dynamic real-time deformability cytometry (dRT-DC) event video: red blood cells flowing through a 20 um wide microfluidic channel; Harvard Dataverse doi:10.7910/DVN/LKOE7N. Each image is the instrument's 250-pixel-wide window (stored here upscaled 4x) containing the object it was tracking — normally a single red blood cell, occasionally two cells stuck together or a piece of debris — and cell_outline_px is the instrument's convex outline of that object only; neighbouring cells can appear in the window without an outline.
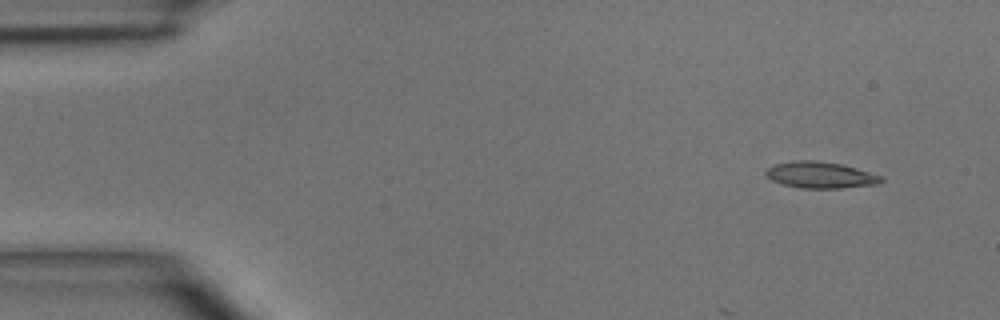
{"species": "common noctule bat (a hibernating species)", "species_latin": "Nyctalus noctula", "temperature_condition": "room temperature", "stored_images_in_passage": 4, "camera_frame_rate_fps": 3000, "um_per_image_px": 0.085, "animal": {"sex": "male", "body_mass_g": 15.6}, "frame": {"image": 1, "passage_image": 1, "time_ms": 0.0, "image_size_px": [1000, 320], "cell_outline_px": [[884, 180], [876, 184], [840, 188], [800, 188], [780, 184], [772, 180], [764, 172], [772, 164], [796, 160], [816, 160], [840, 164], [856, 168], [880, 176]], "centroid_in_image_um": [69.67, 14.87], "position_along_channel_um": 15.3, "area_um2": 17.63}}
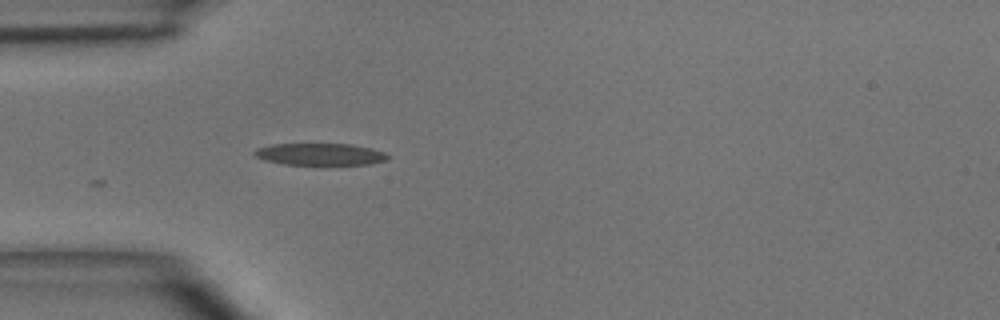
{"frame": {"image": 2, "passage_image": 4, "time_ms": 3.333, "image_size_px": [1000, 320], "cell_outline_px": [[388, 160], [372, 164], [284, 164], [264, 160], [256, 156], [252, 152], [256, 148], [272, 144], [352, 144], [372, 148], [384, 152], [388, 156]], "centroid_in_image_um": [27.21, 13.1], "position_along_channel_um": 57.8, "area_um2": 16.99}}